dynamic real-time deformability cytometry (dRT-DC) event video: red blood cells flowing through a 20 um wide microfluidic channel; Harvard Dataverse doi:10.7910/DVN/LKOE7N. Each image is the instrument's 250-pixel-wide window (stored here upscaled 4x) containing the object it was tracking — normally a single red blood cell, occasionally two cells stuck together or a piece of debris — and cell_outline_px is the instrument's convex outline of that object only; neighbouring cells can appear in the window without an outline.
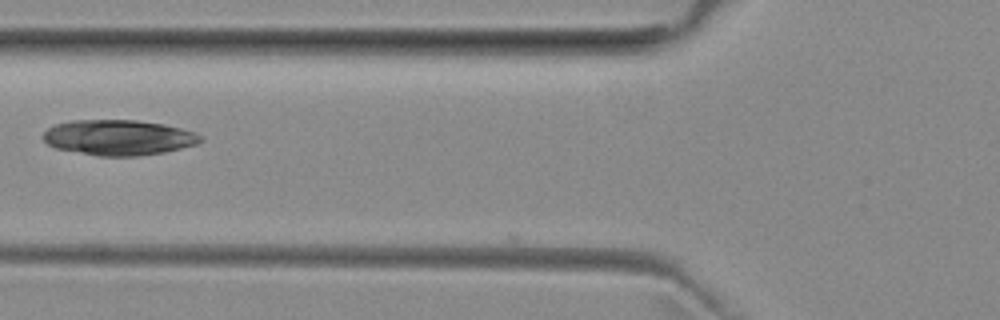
{"species": "common noctule bat (a hibernating species)", "species_latin": "Nyctalus noctula", "temperature_condition": "room temperature", "stored_images_in_passage": 5, "camera_frame_rate_fps": 3000, "um_per_image_px": 0.085, "animal": {"sex": "female", "body_mass_g": 29.2, "forearm_length_mm": 56.3}, "frame": {"image": 1, "passage_image": 4, "time_ms": 1.0, "image_size_px": [1000, 320], "cell_outline_px": [[204, 140], [196, 144], [164, 152], [140, 156], [100, 156], [56, 148], [48, 144], [44, 140], [44, 132], [48, 128], [56, 124], [72, 120], [136, 120], [164, 124], [196, 132]], "centroid_in_image_um": [10.09, 11.68], "position_along_channel_um": 115.7, "area_um2": 32.31}}